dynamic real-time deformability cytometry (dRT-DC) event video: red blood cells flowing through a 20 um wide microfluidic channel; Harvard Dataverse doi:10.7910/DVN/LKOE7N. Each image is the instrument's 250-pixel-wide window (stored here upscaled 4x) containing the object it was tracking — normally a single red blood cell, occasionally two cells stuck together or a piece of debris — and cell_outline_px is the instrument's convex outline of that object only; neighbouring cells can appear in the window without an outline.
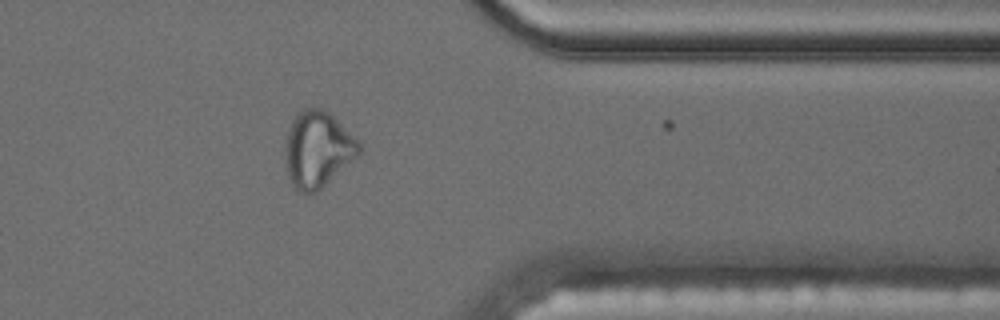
{"species": "common noctule bat (a hibernating species)", "species_latin": "Nyctalus noctula", "temperature_condition": "cold", "stored_images_in_passage": 48, "camera_frame_rate_fps": 3000, "um_per_image_px": 0.085, "animal": {"sex": "male", "body_mass_g": 17.5, "forearm_length_mm": 52.3}, "frame": {"image": 1, "passage_image": 47, "time_ms": 15.333, "image_size_px": [1000, 320], "cell_outline_px": [[360, 152], [356, 156], [312, 196], [308, 196], [300, 192], [292, 184], [288, 176], [284, 164], [284, 148], [288, 128], [296, 112], [304, 108], [320, 108], [328, 112], [360, 144]], "centroid_in_image_um": [26.91, 12.72], "position_along_channel_um": 384.5, "area_um2": 32.54}}